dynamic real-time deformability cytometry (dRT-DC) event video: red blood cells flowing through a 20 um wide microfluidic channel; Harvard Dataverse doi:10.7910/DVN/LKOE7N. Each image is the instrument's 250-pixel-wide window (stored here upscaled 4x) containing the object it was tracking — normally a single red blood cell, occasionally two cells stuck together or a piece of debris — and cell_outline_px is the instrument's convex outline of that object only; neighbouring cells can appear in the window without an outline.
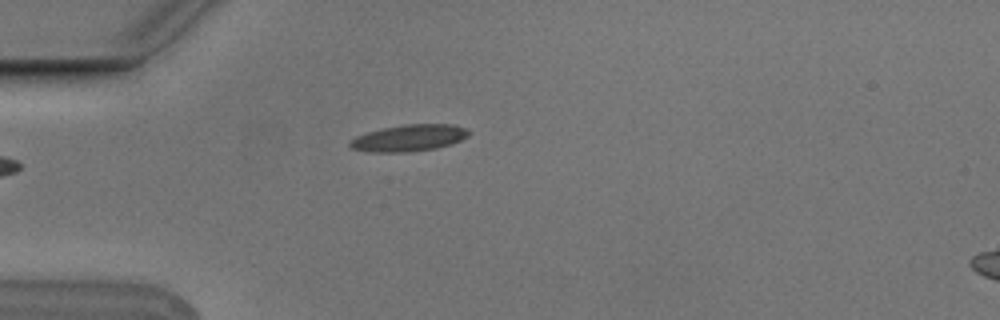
{"species": "Egyptian fruit bat (a non-hibernating species)", "species_latin": "Rousettus aegyptiacus", "temperature_condition": "cold", "stored_images_in_passage": 5, "camera_frame_rate_fps": 3000, "um_per_image_px": 0.085, "animal": {"sex": "male"}, "frame": {"image": 1, "passage_image": 5, "time_ms": 1.333, "image_size_px": [1000, 320], "cell_outline_px": [[468, 136], [452, 144], [436, 148], [408, 152], [368, 152], [348, 148], [348, 140], [356, 136], [368, 132], [384, 128], [404, 124], [452, 124], [464, 128], [468, 132]], "centroid_in_image_um": [34.7, 11.74], "position_along_channel_um": 50.3, "area_um2": 18.5}}